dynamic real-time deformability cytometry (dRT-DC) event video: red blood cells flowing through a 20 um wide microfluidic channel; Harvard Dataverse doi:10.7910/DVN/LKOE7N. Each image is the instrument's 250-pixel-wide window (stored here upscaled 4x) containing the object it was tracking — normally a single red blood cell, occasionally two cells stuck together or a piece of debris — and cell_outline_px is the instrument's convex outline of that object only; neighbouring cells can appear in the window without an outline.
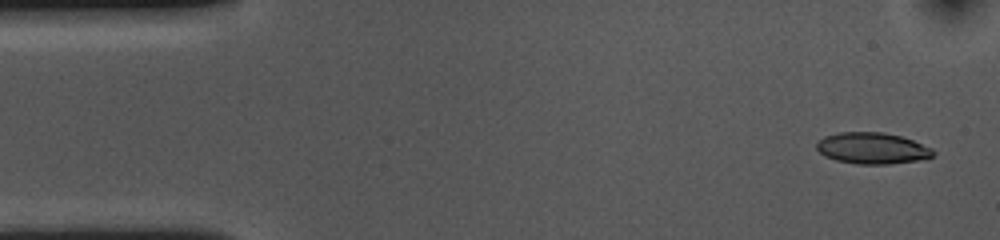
{"species": "common noctule bat (a hibernating species)", "species_latin": "Nyctalus noctula", "temperature_condition": "cold", "stored_images_in_passage": 50, "camera_frame_rate_fps": 3000, "um_per_image_px": 0.085, "animal": {"sex": "female", "body_mass_g": 10.0, "forearm_length_mm": 53.1}, "frame": {"image": 1, "passage_image": 2, "time_ms": 0.333, "image_size_px": [1000, 240], "cell_outline_px": [[936, 152], [932, 156], [916, 160], [888, 164], [856, 164], [836, 160], [824, 156], [816, 148], [816, 144], [824, 136], [840, 132], [884, 132], [900, 136], [912, 140], [932, 148]], "centroid_in_image_um": [74.12, 12.59], "position_along_channel_um": 10.9, "area_um2": 21.15}}
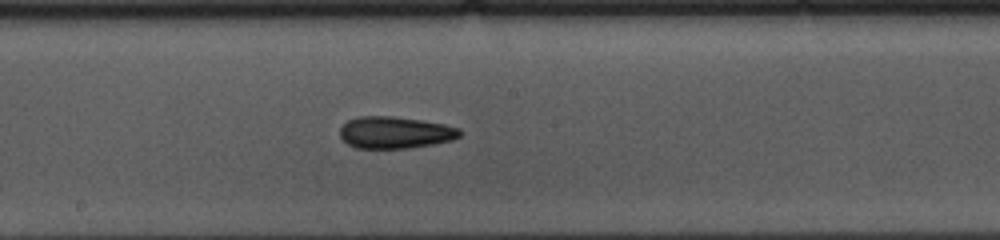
{"frame": {"image": 2, "passage_image": 27, "time_ms": 8.667, "image_size_px": [1000, 240], "cell_outline_px": [[460, 136], [452, 140], [432, 144], [408, 148], [356, 148], [348, 144], [340, 136], [340, 128], [348, 120], [360, 116], [392, 116], [420, 120], [444, 124], [460, 128]], "centroid_in_image_um": [33.57, 11.26], "position_along_channel_um": 214.6, "area_um2": 22.14}}
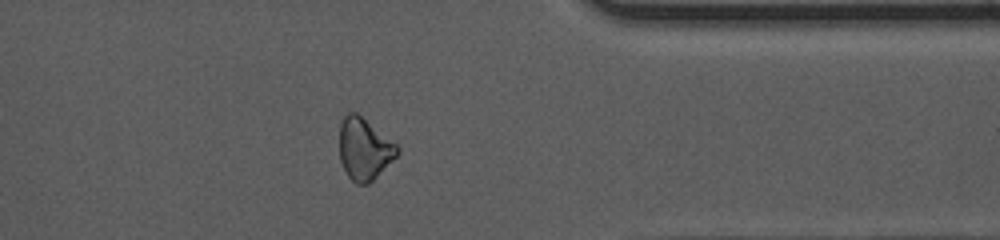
{"frame": {"image": 3, "passage_image": 42, "time_ms": 13.667, "image_size_px": [1000, 240], "cell_outline_px": [[400, 152], [368, 184], [356, 184], [348, 176], [340, 160], [340, 124], [344, 116], [348, 112], [356, 112], [396, 144], [400, 148]], "centroid_in_image_um": [30.95, 12.66], "position_along_channel_um": 380.5, "area_um2": 20.46}, "authors_computed_cell_mechanics": {"area_um2": 21.7617, "velocity_mm_per_s": 3.6127, "shape_relaxation_time_tau1_ms": 5.7578, "shape_relaxation_time_tau2_ms": 7.5041, "deformation_change_tau1": 0.1121, "deformation_change_tau2": 0.1592}}